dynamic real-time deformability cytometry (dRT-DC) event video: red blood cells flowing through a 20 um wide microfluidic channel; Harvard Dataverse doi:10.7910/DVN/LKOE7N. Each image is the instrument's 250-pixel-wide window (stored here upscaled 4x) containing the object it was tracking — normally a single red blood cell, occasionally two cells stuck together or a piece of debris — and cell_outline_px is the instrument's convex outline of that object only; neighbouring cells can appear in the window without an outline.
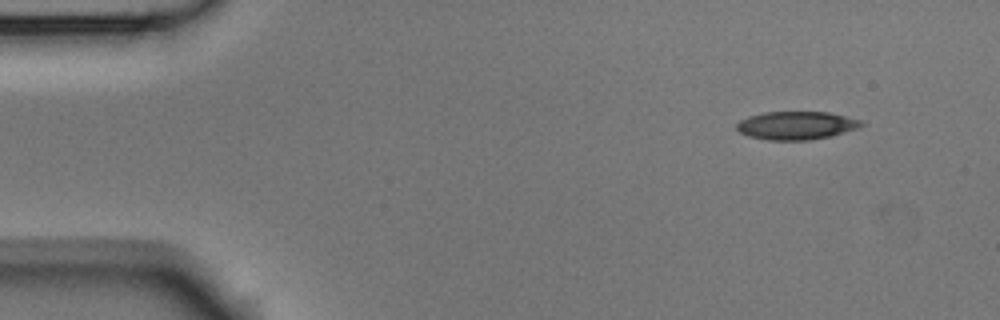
{"species": "Egyptian fruit bat (a non-hibernating species)", "species_latin": "Rousettus aegyptiacus", "temperature_condition": "room temperature", "stored_images_in_passage": 4, "camera_frame_rate_fps": 3000, "um_per_image_px": 0.085, "animal": {"sex": "male"}, "frame": {"image": 1, "passage_image": 1, "time_ms": 0.0, "image_size_px": [1000, 320], "cell_outline_px": [[864, 124], [860, 128], [828, 136], [808, 140], [768, 140], [748, 136], [740, 132], [736, 128], [736, 124], [740, 120], [748, 116], [764, 112], [828, 112], [860, 120]], "centroid_in_image_um": [67.66, 10.66], "position_along_channel_um": 17.3, "area_um2": 20.35}}
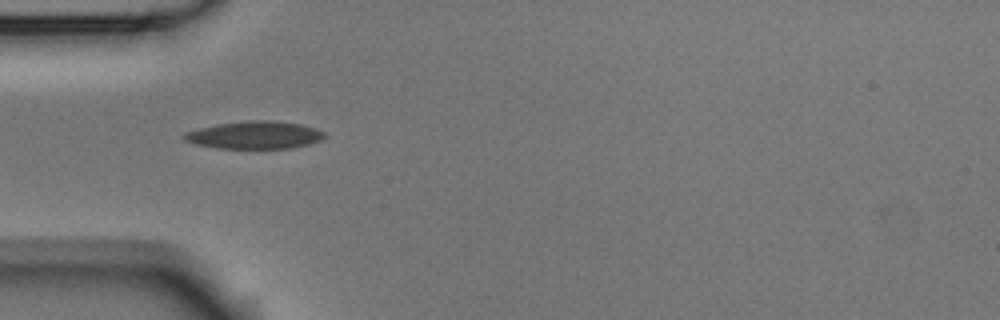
{"frame": {"image": 2, "passage_image": 4, "time_ms": 1.0, "image_size_px": [1000, 320], "cell_outline_px": [[328, 136], [320, 140], [308, 144], [292, 148], [216, 148], [196, 144], [184, 140], [180, 136], [184, 132], [200, 128], [220, 124], [252, 120], [272, 120], [300, 124], [316, 128], [328, 132]], "centroid_in_image_um": [21.68, 11.48], "position_along_channel_um": 63.3, "area_um2": 22.66}}